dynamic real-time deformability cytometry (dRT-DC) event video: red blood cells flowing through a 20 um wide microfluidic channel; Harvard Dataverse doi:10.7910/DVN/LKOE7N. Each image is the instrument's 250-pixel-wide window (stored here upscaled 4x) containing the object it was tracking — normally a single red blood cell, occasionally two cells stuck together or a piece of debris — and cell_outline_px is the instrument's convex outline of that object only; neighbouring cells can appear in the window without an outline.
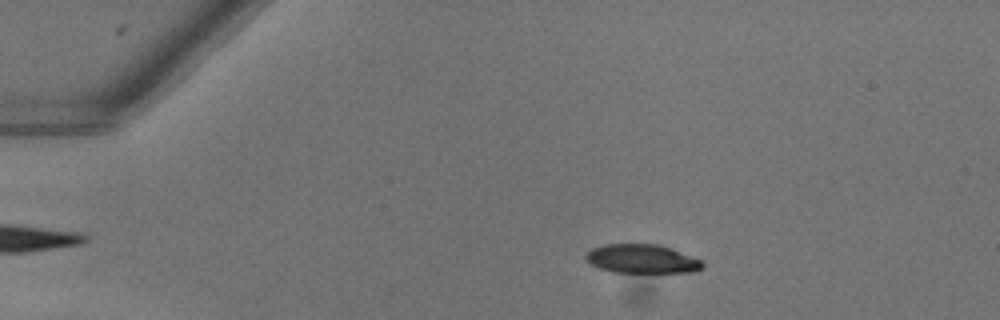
{"species": "common noctule bat (a hibernating species)", "species_latin": "Nyctalus noctula", "temperature_condition": "warm", "stored_images_in_passage": 45, "camera_frame_rate_fps": 3000, "um_per_image_px": 0.085, "animal": {"sex": "female"}, "frame": {"image": 1, "passage_image": 10, "time_ms": 3.0, "image_size_px": [1000, 320], "cell_outline_px": [[704, 268], [696, 272], [612, 272], [600, 268], [584, 260], [584, 256], [592, 248], [604, 244], [656, 244], [672, 248], [700, 260], [704, 264]], "centroid_in_image_um": [54.56, 22.0], "position_along_channel_um": 30.4, "area_um2": 19.65}}
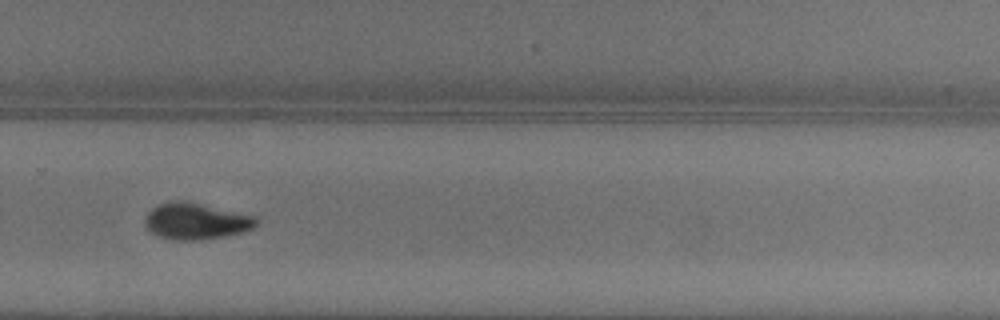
{"frame": {"image": 2, "passage_image": 36, "time_ms": 11.667, "image_size_px": [1000, 320], "cell_outline_px": [[260, 220], [252, 228], [240, 232], [200, 240], [176, 240], [160, 236], [152, 232], [144, 224], [144, 220], [148, 212], [152, 208], [160, 204], [172, 200], [188, 200], [256, 216]], "centroid_in_image_um": [16.65, 18.77], "position_along_channel_um": 313.1, "area_um2": 23.58}}
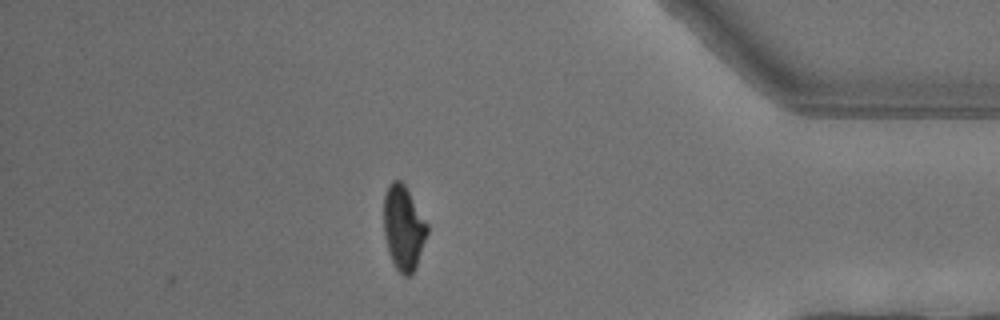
{"frame": {"image": 3, "passage_image": 45, "time_ms": 14.667, "image_size_px": [1000, 320], "cell_outline_px": [[428, 232], [416, 268], [412, 276], [404, 276], [396, 268], [388, 252], [384, 236], [384, 196], [388, 184], [392, 180], [400, 180], [404, 184], [428, 224]], "centroid_in_image_um": [34.29, 19.38], "position_along_channel_um": 400.9, "area_um2": 21.5}, "authors_computed_cell_mechanics": {"area_um2": 22.8888, "velocity_mm_per_s": 4.0462, "shape_relaxation_time_tau1_ms": 3.9589, "shape_relaxation_time_tau2_ms": null, "deformation_change_tau1": 0.1599, "deformation_change_tau2": null}}